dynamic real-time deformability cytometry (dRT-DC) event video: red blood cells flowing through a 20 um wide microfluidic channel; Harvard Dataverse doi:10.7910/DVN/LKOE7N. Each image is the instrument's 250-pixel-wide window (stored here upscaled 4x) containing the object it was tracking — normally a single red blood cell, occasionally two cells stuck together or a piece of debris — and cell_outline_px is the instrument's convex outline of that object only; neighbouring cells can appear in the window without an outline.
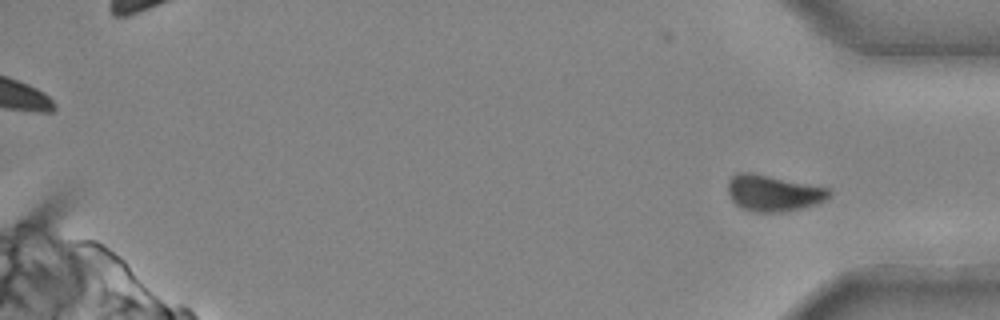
{"species": "common noctule bat (a hibernating species)", "species_latin": "Nyctalus noctula", "temperature_condition": "cold", "stored_images_in_passage": 22, "camera_frame_rate_fps": 3000, "um_per_image_px": 0.085, "animal": {"sex": "male", "body_mass_g": 20.4}, "frame": {"image": 1, "passage_image": 22, "time_ms": 7.0, "image_size_px": [1000, 320], "cell_outline_px": [[832, 192], [828, 200], [816, 204], [784, 212], [760, 212], [740, 208], [732, 200], [728, 192], [728, 180], [736, 172], [752, 172], [832, 188]], "centroid_in_image_um": [65.77, 16.4], "position_along_channel_um": 369.4, "area_um2": 21.73}}